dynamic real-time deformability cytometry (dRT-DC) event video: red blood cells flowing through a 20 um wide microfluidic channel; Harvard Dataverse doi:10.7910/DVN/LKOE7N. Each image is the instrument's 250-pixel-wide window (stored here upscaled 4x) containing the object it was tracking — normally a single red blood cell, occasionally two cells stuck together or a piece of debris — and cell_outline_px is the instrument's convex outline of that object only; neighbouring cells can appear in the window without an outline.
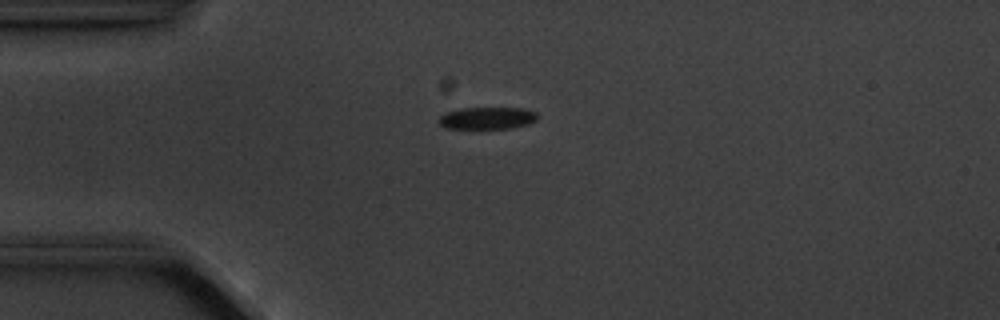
{"species": "common noctule bat (a hibernating species)", "species_latin": "Nyctalus noctula", "temperature_condition": "cold", "stored_images_in_passage": 7, "camera_frame_rate_fps": 3000, "um_per_image_px": 0.085, "animal": {"sex": "male", "body_mass_g": 20.1, "forearm_length_mm": 53.5}, "frame": {"image": 1, "passage_image": 2, "time_ms": 1.333, "image_size_px": [1000, 320], "cell_outline_px": [[536, 120], [528, 124], [512, 128], [444, 128], [440, 124], [440, 116], [444, 112], [460, 108], [524, 108], [536, 112]], "centroid_in_image_um": [41.4, 10.03], "position_along_channel_um": 43.6, "area_um2": 12.66}}
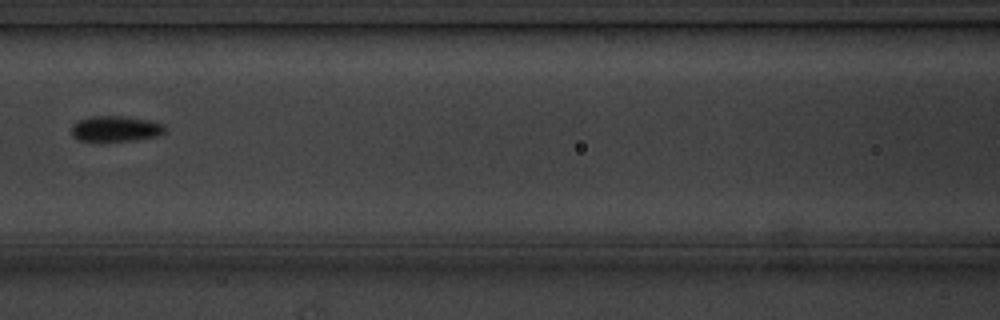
{"frame": {"image": 2, "passage_image": 5, "time_ms": 5.0, "image_size_px": [1000, 320], "cell_outline_px": [[164, 132], [156, 136], [132, 140], [76, 140], [72, 136], [72, 124], [80, 120], [92, 116], [120, 116], [148, 120], [164, 124]], "centroid_in_image_um": [9.8, 10.93], "position_along_channel_um": 156.8, "area_um2": 13.58}}